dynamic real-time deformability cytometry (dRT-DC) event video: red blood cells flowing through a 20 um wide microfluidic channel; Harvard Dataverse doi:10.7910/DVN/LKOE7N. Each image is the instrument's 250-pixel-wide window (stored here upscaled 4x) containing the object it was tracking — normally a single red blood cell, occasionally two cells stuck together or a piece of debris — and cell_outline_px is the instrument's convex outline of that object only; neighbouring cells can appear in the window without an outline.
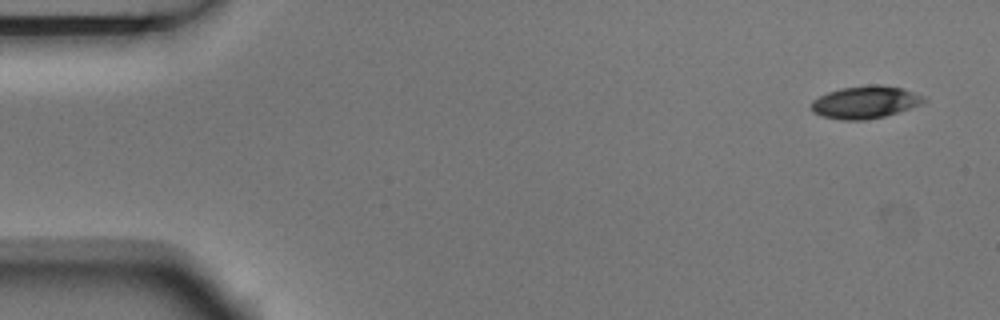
{"species": "Egyptian fruit bat (a non-hibernating species)", "species_latin": "Rousettus aegyptiacus", "temperature_condition": "room temperature", "stored_images_in_passage": 8, "camera_frame_rate_fps": 3000, "um_per_image_px": 0.085, "animal": {"sex": "male"}, "frame": {"image": 1, "passage_image": 1, "time_ms": 0.0, "image_size_px": [1000, 320], "cell_outline_px": [[928, 100], [924, 104], [884, 116], [864, 120], [840, 120], [820, 116], [812, 112], [812, 100], [828, 92], [840, 88], [872, 84], [880, 84], [904, 88], [924, 96]], "centroid_in_image_um": [73.57, 8.68], "position_along_channel_um": 11.4, "area_um2": 21.56}}
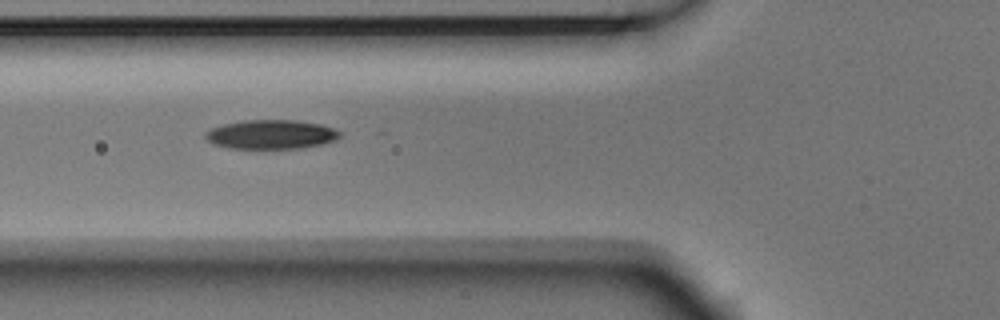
{"frame": {"image": 2, "passage_image": 6, "time_ms": 1.667, "image_size_px": [1000, 320], "cell_outline_px": [[344, 132], [336, 140], [320, 144], [300, 148], [228, 148], [216, 144], [208, 140], [204, 136], [204, 132], [212, 128], [224, 124], [240, 120], [296, 120], [320, 124], [336, 128]], "centroid_in_image_um": [23.08, 11.41], "position_along_channel_um": 102.7, "area_um2": 22.89}}
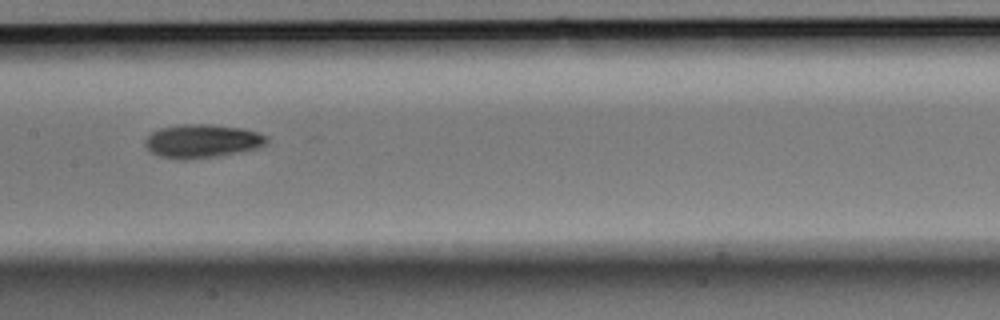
{"frame": {"image": 3, "passage_image": 8, "time_ms": 2.333, "image_size_px": [1000, 320], "cell_outline_px": [[268, 144], [260, 148], [216, 156], [184, 160], [160, 156], [152, 152], [144, 144], [144, 140], [152, 132], [160, 128], [180, 124], [212, 124], [244, 128], [268, 136]], "centroid_in_image_um": [17.22, 11.98], "position_along_channel_um": 190.2, "area_um2": 23.87}}